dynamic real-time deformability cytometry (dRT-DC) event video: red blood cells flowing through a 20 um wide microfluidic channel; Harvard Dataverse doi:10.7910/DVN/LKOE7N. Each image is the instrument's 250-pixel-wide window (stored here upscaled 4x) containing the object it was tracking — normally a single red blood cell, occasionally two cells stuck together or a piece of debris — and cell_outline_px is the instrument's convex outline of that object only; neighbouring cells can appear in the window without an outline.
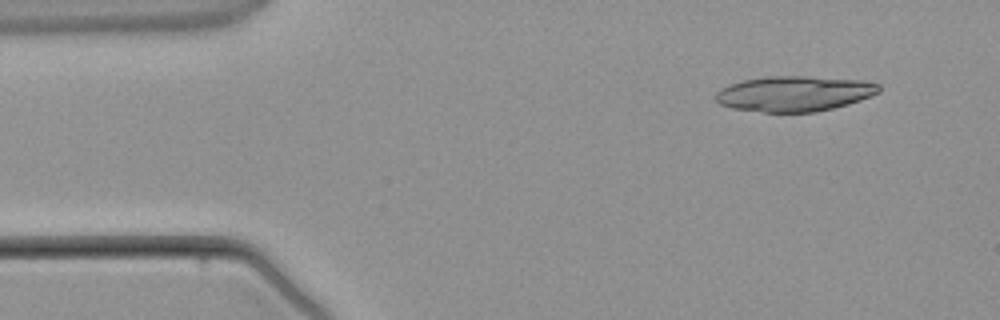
{"species": "common noctule bat (a hibernating species)", "species_latin": "Nyctalus noctula", "temperature_condition": "warm", "stored_images_in_passage": 3, "camera_frame_rate_fps": 3000, "um_per_image_px": 0.085, "animal": {"sex": "male", "body_mass_g": 21.5, "forearm_length_mm": 52.0}, "frame": {"image": 1, "passage_image": 1, "time_ms": 0.0, "image_size_px": [1000, 320], "cell_outline_px": [[880, 92], [872, 96], [848, 104], [816, 112], [764, 112], [732, 108], [720, 104], [716, 100], [716, 92], [732, 84], [744, 80], [768, 76], [808, 76], [864, 80], [880, 84]], "centroid_in_image_um": [67.57, 7.96], "position_along_channel_um": 17.4, "area_um2": 33.58}}